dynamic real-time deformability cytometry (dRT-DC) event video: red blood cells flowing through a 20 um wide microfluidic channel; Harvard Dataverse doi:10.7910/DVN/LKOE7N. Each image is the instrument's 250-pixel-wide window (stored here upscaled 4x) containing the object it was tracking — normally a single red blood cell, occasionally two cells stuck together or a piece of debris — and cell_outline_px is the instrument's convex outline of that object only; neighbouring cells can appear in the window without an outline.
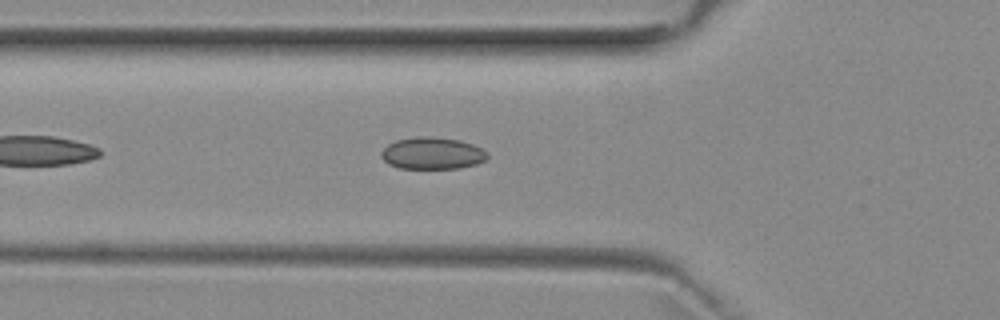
{"species": "common noctule bat (a hibernating species)", "species_latin": "Nyctalus noctula", "temperature_condition": "room temperature", "stored_images_in_passage": 40, "camera_frame_rate_fps": 3000, "um_per_image_px": 0.085, "animal": {"sex": "female", "body_mass_g": 29.2, "forearm_length_mm": 56.3}, "frame": {"image": 1, "passage_image": 6, "time_ms": 1.667, "image_size_px": [1000, 320], "cell_outline_px": [[488, 156], [484, 160], [476, 164], [460, 168], [400, 168], [388, 164], [380, 156], [380, 152], [388, 144], [396, 140], [420, 136], [428, 136], [460, 140], [472, 144], [488, 152]], "centroid_in_image_um": [36.73, 13.03], "position_along_channel_um": 89.1, "area_um2": 19.71}}
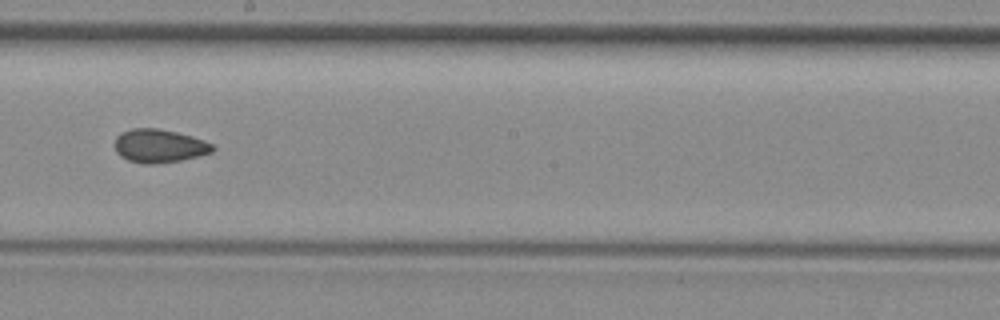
{"frame": {"image": 2, "passage_image": 17, "time_ms": 5.333, "image_size_px": [1000, 320], "cell_outline_px": [[216, 148], [212, 152], [200, 156], [180, 160], [152, 164], [144, 164], [128, 160], [120, 156], [116, 152], [116, 136], [132, 128], [160, 128], [192, 136], [204, 140], [212, 144]], "centroid_in_image_um": [13.56, 12.4], "position_along_channel_um": 234.6, "area_um2": 19.02}}
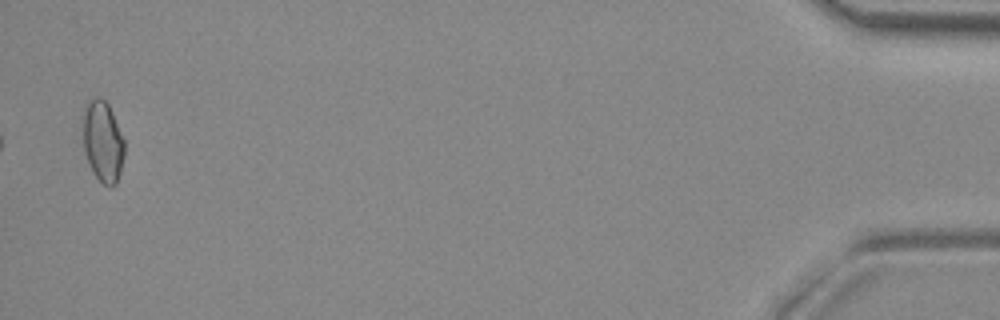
{"frame": {"image": 3, "passage_image": 39, "time_ms": 12.667, "image_size_px": [1000, 320], "cell_outline_px": [[124, 156], [120, 172], [116, 184], [112, 188], [108, 188], [92, 172], [84, 152], [80, 116], [84, 108], [92, 96], [100, 96], [108, 104], [112, 112], [124, 140]], "centroid_in_image_um": [8.69, 11.99], "position_along_channel_um": 426.5, "area_um2": 20.23}, "authors_computed_cell_mechanics": {"area_um2": 18.9584, "velocity_mm_per_s": 3.9623, "shape_relaxation_time_tau1_ms": null, "shape_relaxation_time_tau2_ms": 3.0873, "deformation_change_tau1": null, "deformation_change_tau2": 0.0711}}